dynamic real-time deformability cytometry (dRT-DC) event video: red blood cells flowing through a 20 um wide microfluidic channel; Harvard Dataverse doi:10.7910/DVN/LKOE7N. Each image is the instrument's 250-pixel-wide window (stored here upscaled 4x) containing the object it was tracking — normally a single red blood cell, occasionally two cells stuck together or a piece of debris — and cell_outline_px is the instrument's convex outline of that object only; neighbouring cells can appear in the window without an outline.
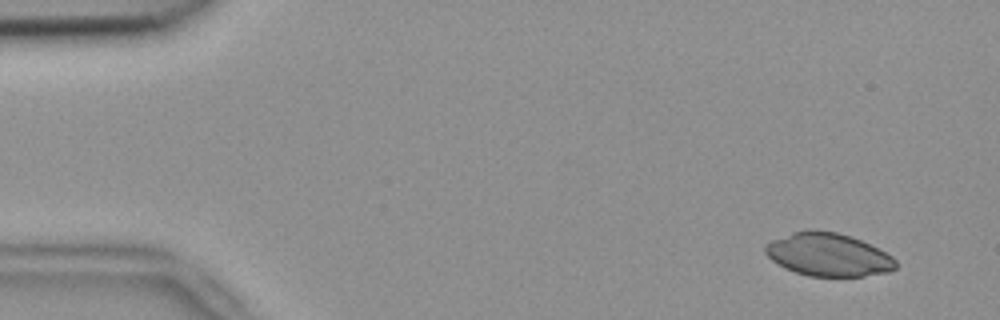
{"species": "common noctule bat (a hibernating species)", "species_latin": "Nyctalus noctula", "temperature_condition": "room temperature", "stored_images_in_passage": 51, "camera_frame_rate_fps": 3000, "um_per_image_px": 0.085, "animal": {"sex": "female", "body_mass_g": 18.4}, "frame": {"image": 1, "passage_image": 2, "time_ms": 0.333, "image_size_px": [1000, 320], "cell_outline_px": [[896, 268], [888, 272], [864, 276], [808, 276], [784, 268], [772, 260], [764, 252], [764, 244], [772, 240], [792, 232], [836, 232], [852, 236], [892, 256], [896, 260]], "centroid_in_image_um": [70.39, 21.67], "position_along_channel_um": 14.6, "area_um2": 32.19}}
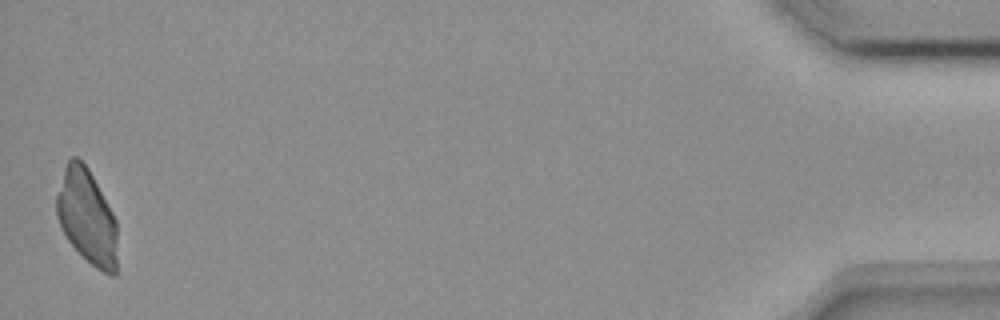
{"frame": {"image": 2, "passage_image": 51, "time_ms": 16.667, "image_size_px": [1000, 320], "cell_outline_px": [[116, 276], [112, 276], [96, 268], [68, 240], [56, 216], [56, 196], [64, 168], [68, 160], [72, 156], [76, 156], [88, 168], [112, 212], [116, 220]], "centroid_in_image_um": [7.38, 18.41], "position_along_channel_um": 427.8, "area_um2": 33.0}}